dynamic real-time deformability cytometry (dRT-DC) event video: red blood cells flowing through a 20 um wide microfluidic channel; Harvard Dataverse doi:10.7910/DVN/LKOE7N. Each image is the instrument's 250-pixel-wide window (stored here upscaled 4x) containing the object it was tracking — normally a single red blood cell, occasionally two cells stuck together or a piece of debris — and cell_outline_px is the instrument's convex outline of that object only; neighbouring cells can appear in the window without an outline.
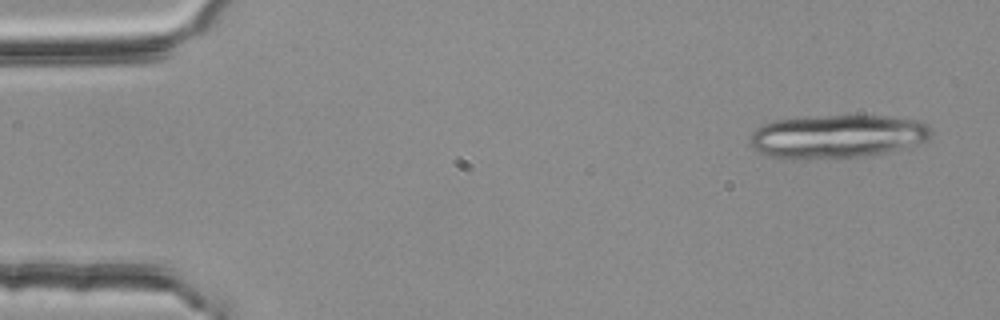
{"species": "common noctule bat (a hibernating species)", "species_latin": "Nyctalus noctula", "temperature_condition": "room temperature", "stored_images_in_passage": 3, "camera_frame_rate_fps": 3000, "um_per_image_px": 0.085, "animal": {"sex": "female", "body_mass_g": 25.1}, "frame": {"image": 1, "passage_image": 1, "time_ms": 0.0, "image_size_px": [1000, 320], "cell_outline_px": [[932, 132], [928, 140], [912, 148], [888, 152], [860, 156], [768, 156], [760, 152], [752, 144], [752, 132], [756, 128], [772, 120], [804, 116], [888, 116], [916, 120], [928, 124], [932, 128]], "centroid_in_image_um": [71.3, 11.54], "position_along_channel_um": 13.7, "area_um2": 45.03}}